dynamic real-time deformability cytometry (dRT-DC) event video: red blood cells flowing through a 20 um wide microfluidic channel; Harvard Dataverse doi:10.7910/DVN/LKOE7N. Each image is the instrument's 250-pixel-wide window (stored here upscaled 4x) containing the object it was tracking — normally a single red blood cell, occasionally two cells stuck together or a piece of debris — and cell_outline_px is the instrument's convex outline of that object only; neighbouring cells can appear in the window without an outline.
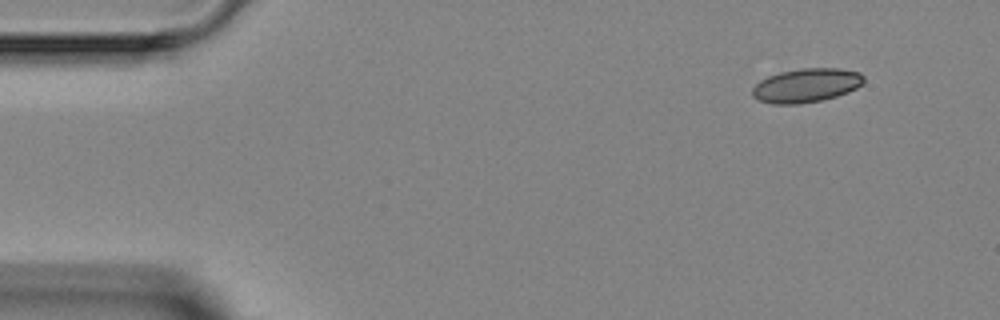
{"species": "Egyptian fruit bat (a non-hibernating species)", "species_latin": "Rousettus aegyptiacus", "temperature_condition": "room temperature", "stored_images_in_passage": 7, "camera_frame_rate_fps": 3000, "um_per_image_px": 0.085, "animal": {"sex": "female"}, "frame": {"image": 1, "passage_image": 1, "time_ms": 0.0, "image_size_px": [1000, 320], "cell_outline_px": [[864, 84], [848, 92], [836, 96], [820, 100], [800, 104], [772, 104], [756, 100], [752, 96], [752, 88], [760, 80], [768, 76], [780, 72], [800, 68], [840, 68], [860, 72], [864, 76]], "centroid_in_image_um": [68.53, 7.25], "position_along_channel_um": 16.5, "area_um2": 22.25}}
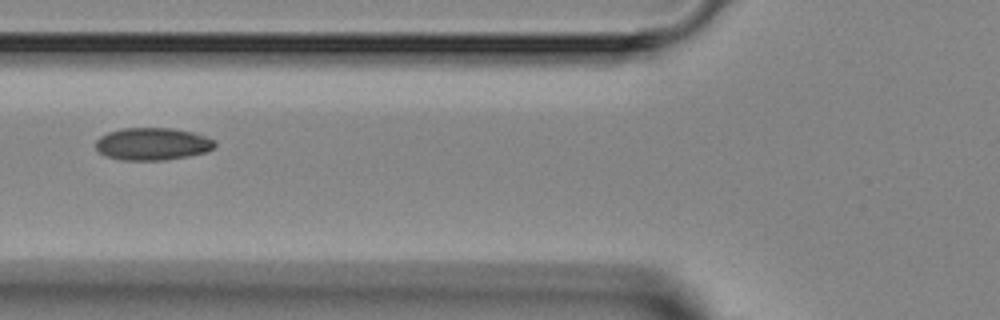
{"frame": {"image": 2, "passage_image": 5, "time_ms": 4.667, "image_size_px": [1000, 320], "cell_outline_px": [[216, 144], [212, 148], [204, 152], [188, 156], [164, 160], [120, 160], [108, 156], [100, 152], [96, 148], [96, 140], [100, 136], [108, 132], [124, 128], [172, 128], [192, 132], [216, 140]], "centroid_in_image_um": [12.95, 12.23], "position_along_channel_um": 112.8, "area_um2": 22.37}}
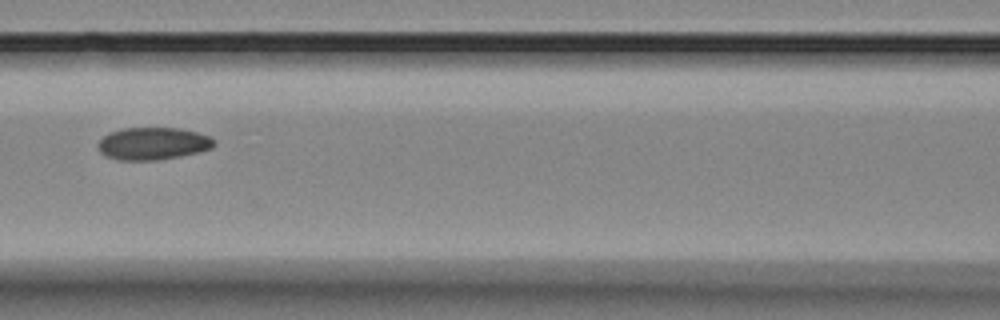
{"frame": {"image": 3, "passage_image": 6, "time_ms": 5.667, "image_size_px": [1000, 320], "cell_outline_px": [[216, 144], [212, 148], [200, 152], [180, 156], [156, 160], [116, 160], [104, 156], [96, 148], [96, 144], [108, 132], [124, 128], [180, 128], [196, 132], [208, 136], [216, 140]], "centroid_in_image_um": [12.97, 12.21], "position_along_channel_um": 153.6, "area_um2": 22.2}}